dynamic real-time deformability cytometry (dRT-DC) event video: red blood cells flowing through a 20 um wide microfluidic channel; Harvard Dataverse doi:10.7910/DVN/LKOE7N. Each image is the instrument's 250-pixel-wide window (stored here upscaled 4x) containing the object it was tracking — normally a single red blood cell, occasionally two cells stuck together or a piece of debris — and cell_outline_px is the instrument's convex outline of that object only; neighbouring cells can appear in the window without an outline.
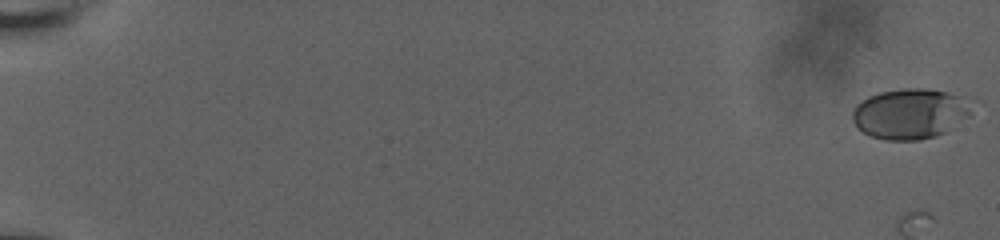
{"species": "human", "species_latin": "Homo sapiens", "temperature_condition": "room temperature", "stored_images_in_passage": 60, "camera_frame_rate_fps": 3000, "um_per_image_px": 0.085, "donor": {"sex": "male"}, "frame": {"image": 1, "passage_image": 1, "time_ms": 0.0, "image_size_px": [1000, 240], "cell_outline_px": [[968, 116], [944, 132], [936, 136], [920, 140], [884, 140], [868, 136], [852, 120], [852, 112], [856, 104], [868, 96], [880, 92], [900, 88], [928, 88], [948, 92], [964, 100], [968, 104]], "centroid_in_image_um": [77.26, 9.66], "position_along_channel_um": 7.7, "area_um2": 34.56}}
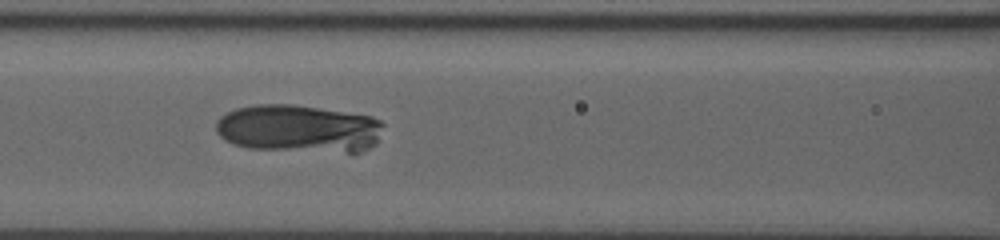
{"frame": {"image": 2, "passage_image": 30, "time_ms": 9.667, "image_size_px": [1000, 240], "cell_outline_px": [[384, 124], [376, 144], [352, 156], [248, 148], [232, 144], [224, 140], [216, 132], [216, 120], [220, 116], [236, 108], [256, 104], [292, 104], [372, 116], [380, 120]], "centroid_in_image_um": [25.42, 10.99], "position_along_channel_um": 141.2, "area_um2": 48.26}}
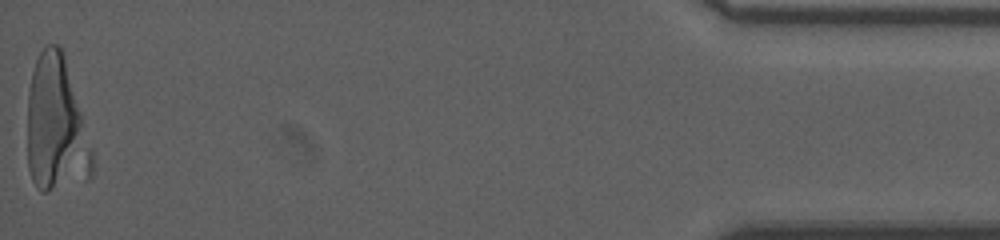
{"frame": {"image": 3, "passage_image": 60, "time_ms": 19.667, "image_size_px": [1000, 240], "cell_outline_px": [[80, 124], [72, 144], [48, 192], [40, 192], [36, 188], [32, 180], [28, 168], [28, 92], [32, 72], [36, 60], [44, 44], [56, 44], [60, 48], [64, 56], [80, 112]], "centroid_in_image_um": [4.28, 9.91], "position_along_channel_um": 430.9, "area_um2": 40.17}}